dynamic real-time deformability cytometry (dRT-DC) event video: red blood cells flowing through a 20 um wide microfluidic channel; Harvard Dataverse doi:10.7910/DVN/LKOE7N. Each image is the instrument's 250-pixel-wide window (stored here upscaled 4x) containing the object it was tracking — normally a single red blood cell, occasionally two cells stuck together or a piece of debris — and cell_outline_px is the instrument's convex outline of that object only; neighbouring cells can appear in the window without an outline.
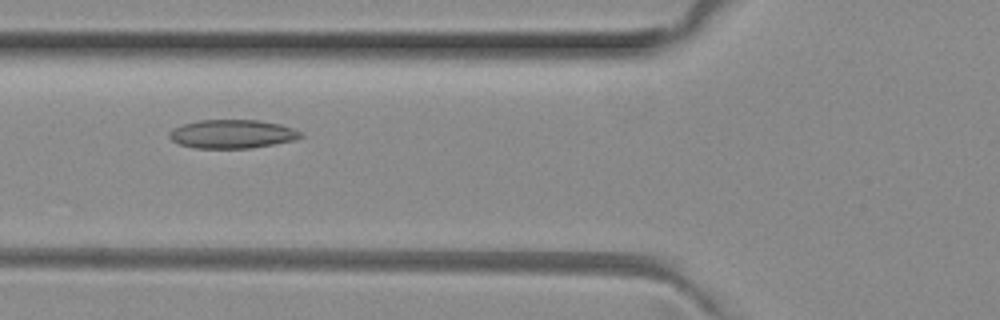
{"species": "common noctule bat (a hibernating species)", "species_latin": "Nyctalus noctula", "temperature_condition": "room temperature", "stored_images_in_passage": 6, "camera_frame_rate_fps": 3000, "um_per_image_px": 0.085, "animal": {"sex": "female", "body_mass_g": 29.2, "forearm_length_mm": 56.3}, "frame": {"image": 1, "passage_image": 3, "time_ms": 0.667, "image_size_px": [1000, 320], "cell_outline_px": [[304, 136], [296, 140], [252, 148], [196, 148], [180, 144], [172, 140], [168, 136], [168, 132], [172, 128], [180, 124], [200, 120], [256, 120], [280, 124], [304, 132]], "centroid_in_image_um": [19.75, 11.39], "position_along_channel_um": 106.1, "area_um2": 22.14}}
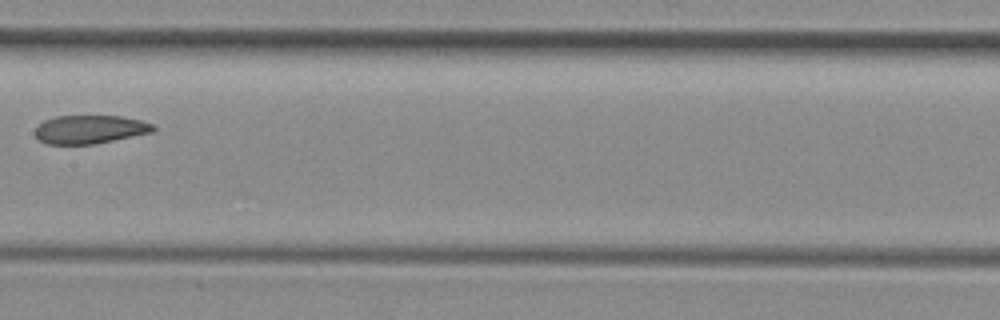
{"frame": {"image": 2, "passage_image": 5, "time_ms": 1.333, "image_size_px": [1000, 320], "cell_outline_px": [[156, 128], [152, 132], [96, 144], [48, 144], [40, 140], [36, 136], [36, 128], [44, 120], [56, 116], [120, 116], [140, 120], [152, 124]], "centroid_in_image_um": [7.65, 11.0], "position_along_channel_um": 199.8, "area_um2": 19.42}}
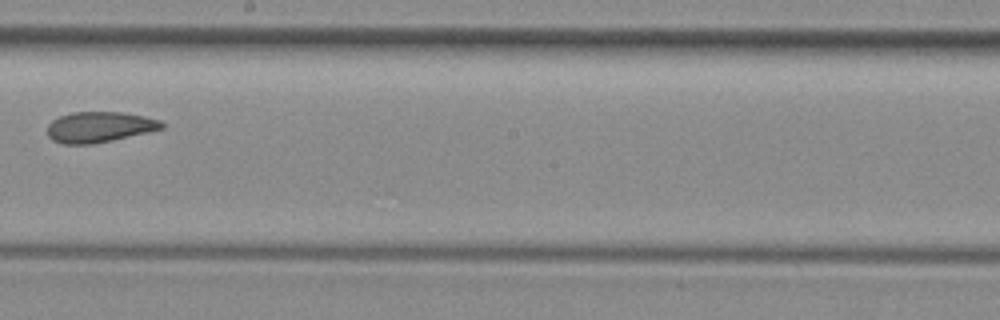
{"frame": {"image": 3, "passage_image": 6, "time_ms": 1.667, "image_size_px": [1000, 320], "cell_outline_px": [[164, 128], [148, 132], [112, 140], [92, 144], [64, 144], [52, 140], [48, 136], [48, 124], [52, 120], [60, 116], [72, 112], [120, 112], [144, 116], [160, 120], [164, 124]], "centroid_in_image_um": [8.44, 10.79], "position_along_channel_um": 239.8, "area_um2": 20.35}}